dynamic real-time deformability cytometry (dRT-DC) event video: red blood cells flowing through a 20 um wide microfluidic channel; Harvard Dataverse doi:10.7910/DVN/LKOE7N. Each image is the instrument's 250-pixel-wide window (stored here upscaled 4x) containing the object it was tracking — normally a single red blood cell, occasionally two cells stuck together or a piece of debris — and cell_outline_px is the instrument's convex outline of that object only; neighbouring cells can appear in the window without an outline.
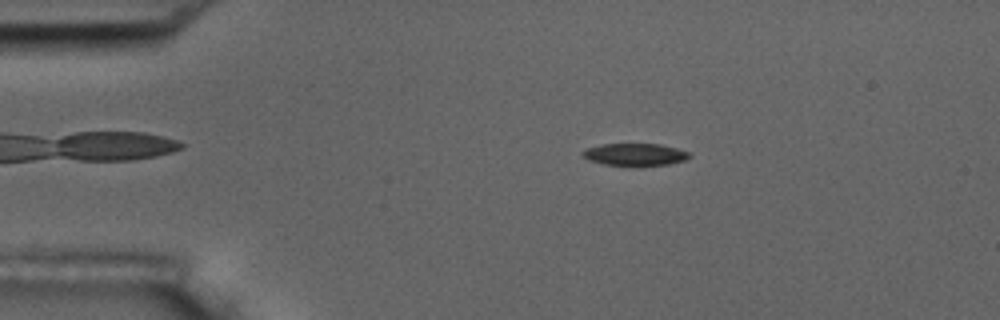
{"species": "common noctule bat (a hibernating species)", "species_latin": "Nyctalus noctula", "temperature_condition": "room temperature", "stored_images_in_passage": 4, "camera_frame_rate_fps": 3000, "um_per_image_px": 0.085, "animal": {"sex": "male", "body_mass_g": 17.5, "forearm_length_mm": 52.3}, "frame": {"image": 1, "passage_image": 2, "time_ms": 0.333, "image_size_px": [1000, 320], "cell_outline_px": [[692, 156], [684, 160], [668, 164], [604, 164], [588, 160], [580, 156], [580, 152], [588, 148], [600, 144], [660, 144], [676, 148], [688, 152]], "centroid_in_image_um": [53.92, 13.1], "position_along_channel_um": 31.1, "area_um2": 13.47}}